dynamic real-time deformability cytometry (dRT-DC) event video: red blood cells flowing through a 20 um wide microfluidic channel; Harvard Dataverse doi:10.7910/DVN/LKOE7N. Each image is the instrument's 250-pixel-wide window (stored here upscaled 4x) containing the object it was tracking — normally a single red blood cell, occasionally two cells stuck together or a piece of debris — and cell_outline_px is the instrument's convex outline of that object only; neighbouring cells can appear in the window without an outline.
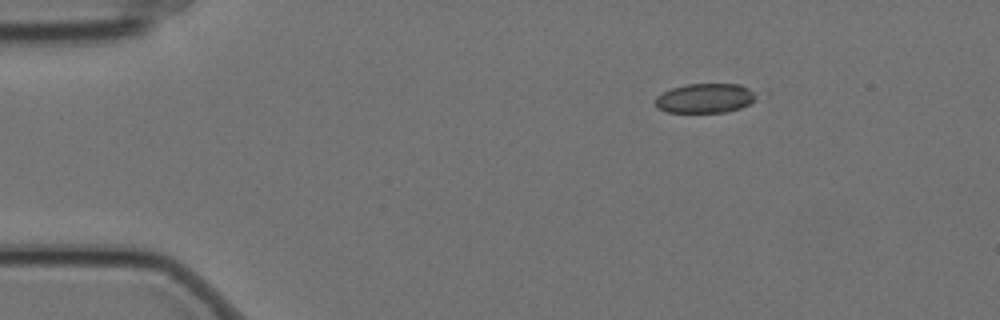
{"species": "Egyptian fruit bat (a non-hibernating species)", "species_latin": "Rousettus aegyptiacus", "temperature_condition": "cold", "stored_images_in_passage": 5, "camera_frame_rate_fps": 3000, "um_per_image_px": 0.085, "animal": {"sex": "female"}, "frame": {"image": 1, "passage_image": 1, "time_ms": 0.0, "image_size_px": [1000, 320], "cell_outline_px": [[768, 96], [740, 108], [724, 112], [668, 112], [656, 108], [656, 96], [672, 88], [688, 84], [740, 84], [768, 92]], "centroid_in_image_um": [60.19, 8.32], "position_along_channel_um": 24.8, "area_um2": 18.26}}
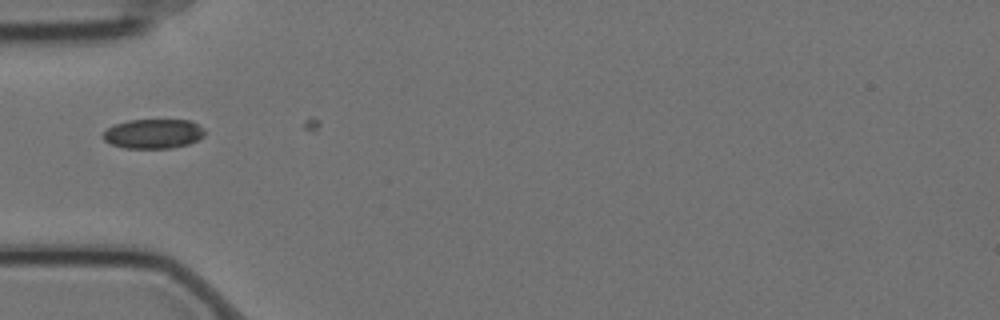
{"frame": {"image": 2, "passage_image": 4, "time_ms": 1.0, "image_size_px": [1000, 320], "cell_outline_px": [[204, 136], [188, 144], [172, 148], [124, 148], [112, 144], [104, 140], [100, 136], [108, 128], [116, 124], [128, 120], [188, 120], [204, 128]], "centroid_in_image_um": [13.01, 11.37], "position_along_channel_um": 72.0, "area_um2": 17.4}}